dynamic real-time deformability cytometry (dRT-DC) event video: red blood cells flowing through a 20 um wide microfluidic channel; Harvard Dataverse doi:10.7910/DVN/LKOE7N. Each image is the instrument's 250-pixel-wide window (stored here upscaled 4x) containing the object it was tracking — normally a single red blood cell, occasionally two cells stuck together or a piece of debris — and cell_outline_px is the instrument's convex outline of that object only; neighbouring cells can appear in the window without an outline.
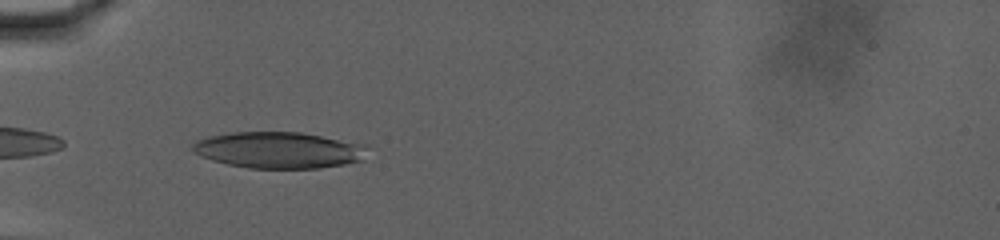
{"species": "human", "species_latin": "Homo sapiens", "temperature_condition": "warm", "stored_images_in_passage": 47, "camera_frame_rate_fps": 3000, "um_per_image_px": 0.085, "donor": {"sex": "male"}, "frame": {"image": 1, "passage_image": 2, "time_ms": 0.333, "image_size_px": [1000, 240], "cell_outline_px": [[368, 144], [364, 160], [344, 164], [320, 168], [248, 168], [228, 164], [212, 160], [200, 156], [192, 152], [192, 144], [196, 140], [208, 136], [232, 132], [300, 132]], "centroid_in_image_um": [23.71, 12.75], "position_along_channel_um": 61.3, "area_um2": 37.34}}
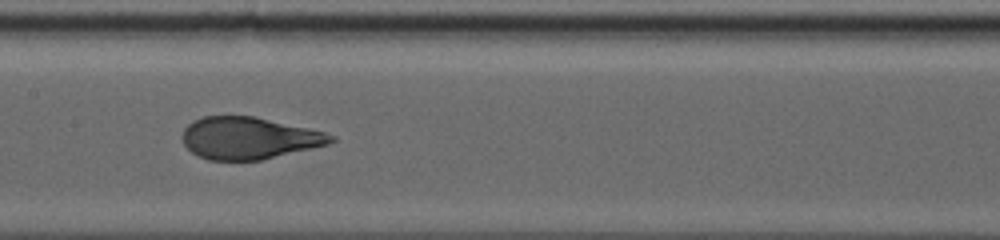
{"frame": {"image": 2, "passage_image": 16, "time_ms": 5.0, "image_size_px": [1000, 240], "cell_outline_px": [[336, 140], [328, 144], [312, 148], [260, 160], [208, 160], [196, 156], [184, 144], [180, 136], [184, 128], [192, 120], [204, 116], [252, 116], [308, 128], [324, 132], [336, 136]], "centroid_in_image_um": [21.11, 11.74], "position_along_channel_um": 186.3, "area_um2": 36.36}}
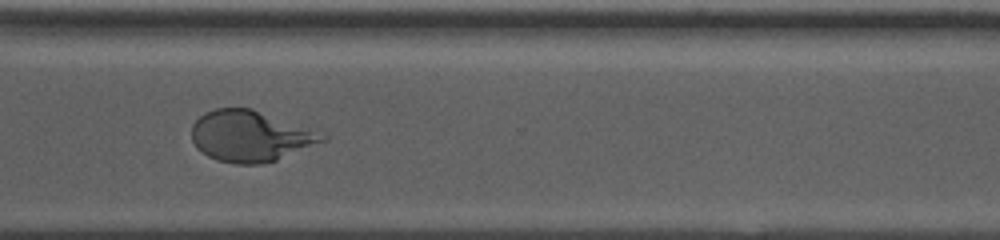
{"frame": {"image": 3, "passage_image": 33, "time_ms": 10.667, "image_size_px": [1000, 240], "cell_outline_px": [[328, 140], [276, 160], [260, 164], [236, 164], [216, 160], [208, 156], [196, 148], [192, 140], [192, 124], [204, 112], [216, 108], [252, 108], [328, 136]], "centroid_in_image_um": [21.23, 11.58], "position_along_channel_um": 349.4, "area_um2": 38.55}, "authors_computed_cell_mechanics": {"area_um2": 37.7434, "velocity_mm_per_s": 2.8832, "shape_relaxation_time_tau1_ms": 5.2138, "shape_relaxation_time_tau2_ms": null, "deformation_change_tau1": 0.2169, "deformation_change_tau2": null}}